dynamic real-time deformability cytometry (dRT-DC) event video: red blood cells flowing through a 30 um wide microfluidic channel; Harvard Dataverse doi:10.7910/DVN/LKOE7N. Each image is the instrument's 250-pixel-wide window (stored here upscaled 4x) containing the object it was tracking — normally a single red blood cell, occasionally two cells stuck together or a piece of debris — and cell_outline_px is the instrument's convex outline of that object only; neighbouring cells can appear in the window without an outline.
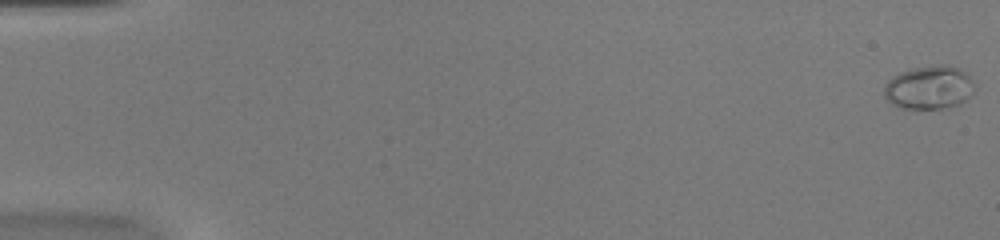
{"species": "common noctule bat (a hibernating species)", "species_latin": "Nyctalus noctula", "temperature_condition": "warm", "stored_images_in_passage": 52, "camera_frame_rate_fps": 3000, "um_per_image_px": 0.085, "animal": {"sex": "female", "body_mass_g": 20.0, "forearm_length_mm": 54.0}, "frame": {"image": 1, "passage_image": 1, "time_ms": 0.0, "image_size_px": [1000, 240], "cell_outline_px": [[976, 88], [960, 104], [940, 108], [904, 108], [892, 104], [884, 96], [884, 84], [892, 76], [900, 72], [912, 68], [940, 64], [948, 64], [960, 68], [968, 72]], "centroid_in_image_um": [78.99, 7.4], "position_along_channel_um": 6.0, "area_um2": 23.06}}
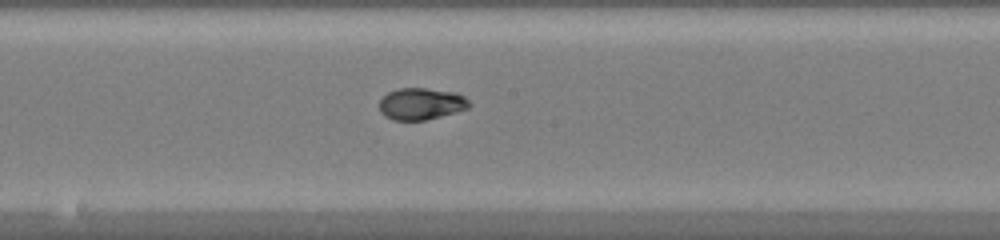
{"frame": {"image": 2, "passage_image": 29, "time_ms": 9.333, "image_size_px": [1000, 240], "cell_outline_px": [[472, 104], [468, 108], [456, 112], [424, 120], [392, 120], [384, 116], [380, 112], [380, 100], [388, 92], [396, 88], [424, 88], [456, 92], [464, 96]], "centroid_in_image_um": [35.79, 8.82], "position_along_channel_um": 212.4, "area_um2": 16.7}}
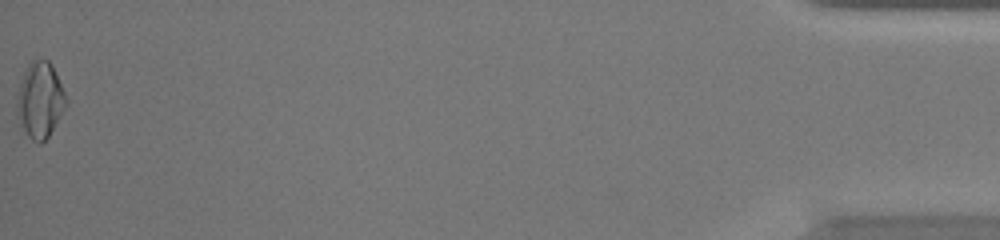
{"frame": {"image": 3, "passage_image": 52, "time_ms": 17.0, "image_size_px": [1000, 240], "cell_outline_px": [[68, 100], [64, 108], [48, 136], [40, 144], [32, 140], [28, 136], [20, 124], [16, 108], [16, 104], [20, 84], [24, 72], [28, 64], [32, 60], [48, 60], [52, 64]], "centroid_in_image_um": [3.39, 8.49], "position_along_channel_um": 431.8, "area_um2": 21.33}, "authors_computed_cell_mechanics": {"area_um2": 17.1088, "velocity_mm_per_s": 4.0997, "shape_relaxation_time_tau1_ms": 3.727, "shape_relaxation_time_tau2_ms": 1.674, "deformation_change_tau1": 0.2004, "deformation_change_tau2": 0.026}}